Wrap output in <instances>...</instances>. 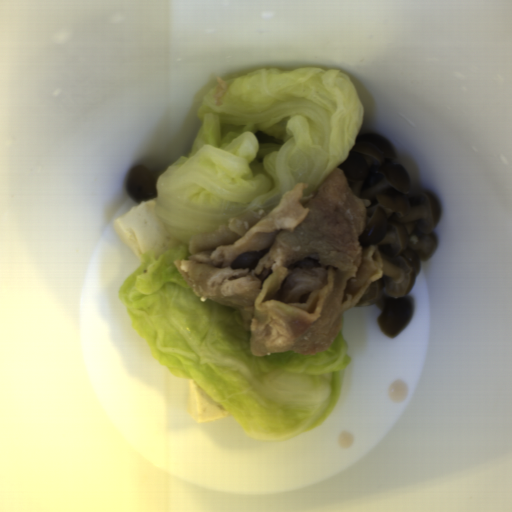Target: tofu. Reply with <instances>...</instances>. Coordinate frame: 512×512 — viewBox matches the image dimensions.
Returning a JSON list of instances; mask_svg holds the SVG:
<instances>
[{"instance_id":"obj_1","label":"tofu","mask_w":512,"mask_h":512,"mask_svg":"<svg viewBox=\"0 0 512 512\" xmlns=\"http://www.w3.org/2000/svg\"><path fill=\"white\" fill-rule=\"evenodd\" d=\"M156 198L132 206L116 217L113 225L140 264L144 253L155 260L164 251L181 246L159 219Z\"/></svg>"},{"instance_id":"obj_2","label":"tofu","mask_w":512,"mask_h":512,"mask_svg":"<svg viewBox=\"0 0 512 512\" xmlns=\"http://www.w3.org/2000/svg\"><path fill=\"white\" fill-rule=\"evenodd\" d=\"M187 410L188 415L198 423L232 416L191 377H187Z\"/></svg>"}]
</instances>
